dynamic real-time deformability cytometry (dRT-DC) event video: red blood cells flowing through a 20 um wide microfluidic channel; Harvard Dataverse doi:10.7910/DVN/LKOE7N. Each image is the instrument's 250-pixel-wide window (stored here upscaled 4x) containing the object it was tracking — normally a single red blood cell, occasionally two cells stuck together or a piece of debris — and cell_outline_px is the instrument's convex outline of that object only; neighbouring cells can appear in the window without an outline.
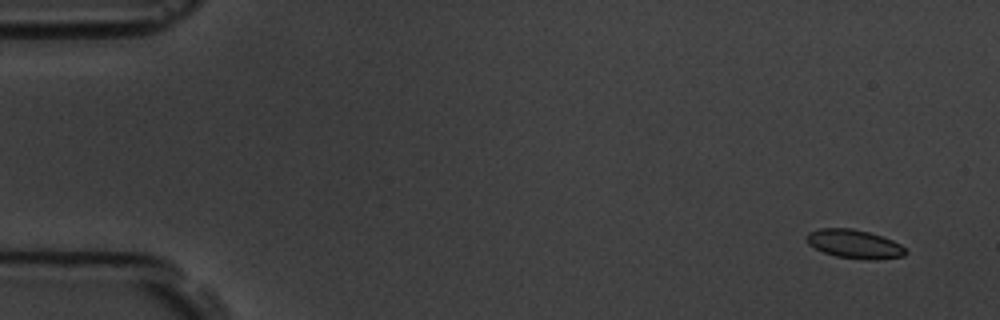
{"species": "common noctule bat (a hibernating species)", "species_latin": "Nyctalus noctula", "temperature_condition": "room temperature", "stored_images_in_passage": 6, "camera_frame_rate_fps": 3000, "um_per_image_px": 0.085, "animal": {"sex": "male", "body_mass_g": 19.5, "forearm_length_mm": 54.6}, "frame": {"image": 1, "passage_image": 1, "time_ms": 0.0, "image_size_px": [1000, 320], "cell_outline_px": [[908, 252], [904, 256], [876, 260], [864, 260], [836, 256], [824, 252], [808, 244], [804, 236], [808, 232], [820, 228], [852, 228], [868, 232], [892, 240], [900, 244]], "centroid_in_image_um": [72.61, 20.74], "position_along_channel_um": 12.4, "area_um2": 16.65}}
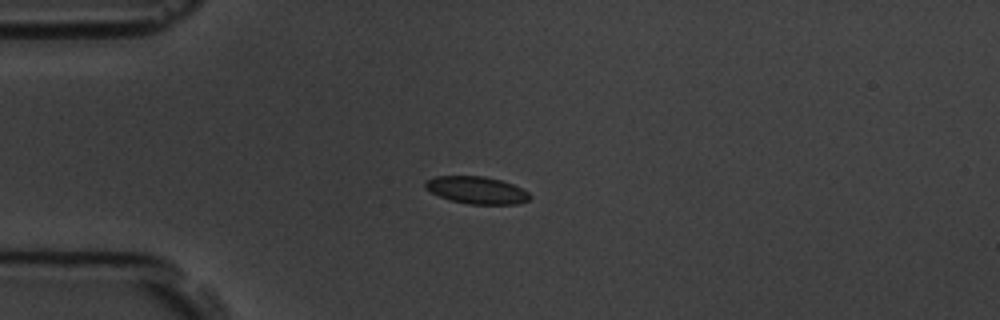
{"frame": {"image": 2, "passage_image": 4, "time_ms": 3.667, "image_size_px": [1000, 320], "cell_outline_px": [[532, 196], [528, 200], [516, 204], [468, 204], [452, 200], [440, 196], [424, 188], [424, 184], [428, 180], [436, 176], [484, 176], [500, 180], [512, 184], [528, 192]], "centroid_in_image_um": [40.52, 16.16], "position_along_channel_um": 44.5, "area_um2": 16.42}}
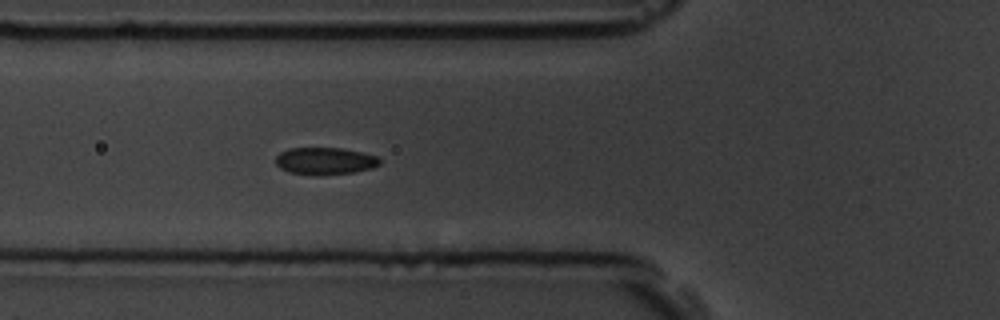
{"frame": {"image": 3, "passage_image": 6, "time_ms": 5.667, "image_size_px": [1000, 320], "cell_outline_px": [[380, 164], [372, 168], [352, 172], [320, 176], [288, 172], [280, 168], [276, 164], [276, 156], [280, 152], [288, 148], [340, 148], [360, 152], [376, 156], [380, 160]], "centroid_in_image_um": [27.58, 13.69], "position_along_channel_um": 98.2, "area_um2": 16.47}}